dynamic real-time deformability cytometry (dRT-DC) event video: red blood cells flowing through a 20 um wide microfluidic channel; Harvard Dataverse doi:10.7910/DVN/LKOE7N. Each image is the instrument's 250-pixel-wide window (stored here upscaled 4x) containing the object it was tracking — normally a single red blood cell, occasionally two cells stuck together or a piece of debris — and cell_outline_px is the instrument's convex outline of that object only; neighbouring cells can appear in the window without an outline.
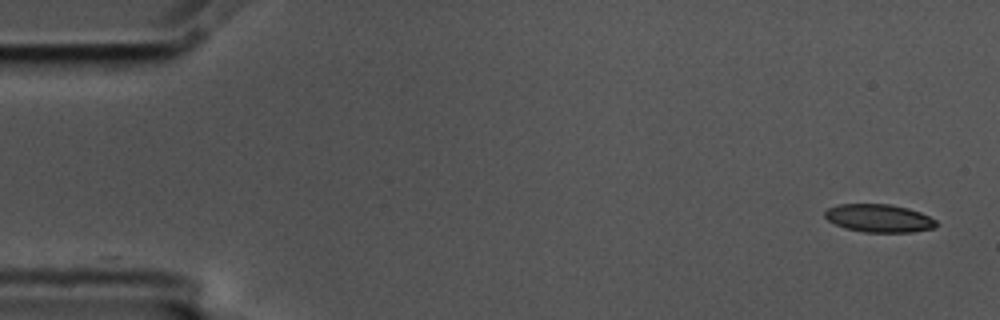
{"species": "common noctule bat (a hibernating species)", "species_latin": "Nyctalus noctula", "temperature_condition": "cold", "stored_images_in_passage": 55, "camera_frame_rate_fps": 3000, "um_per_image_px": 0.085, "animal": {"sex": "male", "body_mass_g": 17.5, "forearm_length_mm": 52.3}, "frame": {"image": 1, "passage_image": 1, "time_ms": 0.0, "image_size_px": [1000, 320], "cell_outline_px": [[936, 228], [912, 232], [864, 232], [844, 228], [828, 220], [824, 216], [824, 212], [828, 208], [840, 204], [888, 204], [908, 208], [920, 212], [936, 220]], "centroid_in_image_um": [74.71, 18.55], "position_along_channel_um": 10.3, "area_um2": 18.15}}
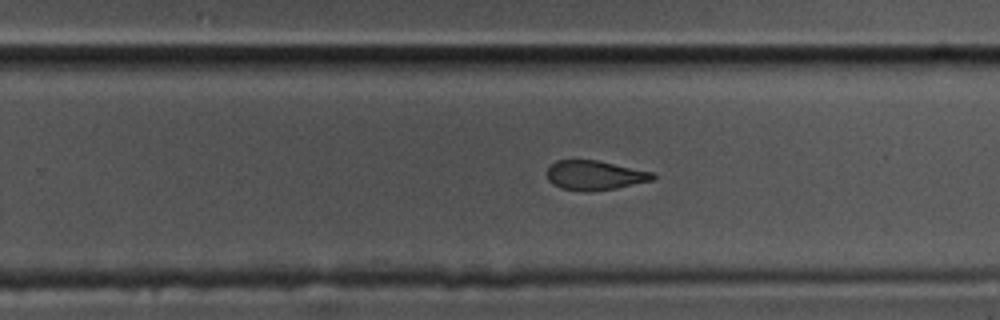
{"frame": {"image": 2, "passage_image": 34, "time_ms": 11.0, "image_size_px": [1000, 320], "cell_outline_px": [[656, 176], [652, 180], [616, 188], [592, 192], [560, 188], [552, 184], [548, 180], [548, 168], [556, 160], [596, 160], [652, 172]], "centroid_in_image_um": [50.53, 14.91], "position_along_channel_um": 279.3, "area_um2": 17.98}}
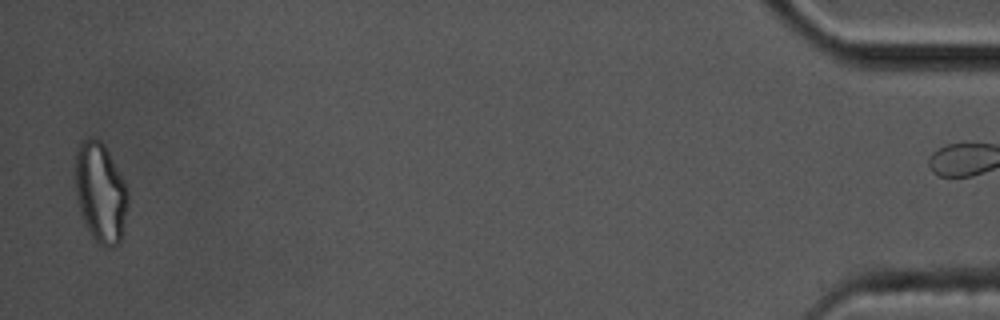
{"frame": {"image": 3, "passage_image": 54, "time_ms": 17.667, "image_size_px": [1000, 320], "cell_outline_px": [[128, 204], [120, 244], [112, 248], [104, 248], [92, 236], [80, 212], [72, 176], [72, 172], [76, 152], [80, 140], [92, 136], [100, 140], [104, 144], [124, 180], [128, 188]], "centroid_in_image_um": [8.51, 16.33], "position_along_channel_um": 426.7, "area_um2": 31.44}, "authors_computed_cell_mechanics": {"area_um2": 19.3052, "velocity_mm_per_s": 3.5735, "shape_relaxation_time_tau1_ms": 3.5055, "shape_relaxation_time_tau2_ms": 2.3838, "deformation_change_tau1": 0.1217, "deformation_change_tau2": 0.0979}}